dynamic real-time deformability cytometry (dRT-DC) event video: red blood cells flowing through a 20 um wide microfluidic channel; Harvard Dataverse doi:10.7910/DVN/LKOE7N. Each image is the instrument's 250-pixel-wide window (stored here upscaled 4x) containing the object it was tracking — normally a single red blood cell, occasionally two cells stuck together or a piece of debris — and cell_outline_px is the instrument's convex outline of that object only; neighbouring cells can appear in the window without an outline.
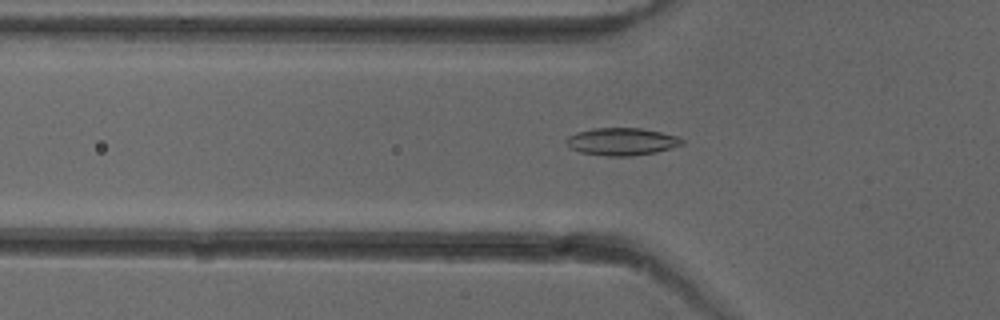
{"species": "common noctule bat (a hibernating species)", "species_latin": "Nyctalus noctula", "temperature_condition": "cold", "stored_images_in_passage": 36, "camera_frame_rate_fps": 3000, "um_per_image_px": 0.085, "animal": {"sex": "female"}, "frame": {"image": 1, "passage_image": 2, "time_ms": 0.333, "image_size_px": [1000, 320], "cell_outline_px": [[684, 144], [656, 152], [632, 156], [608, 156], [580, 152], [572, 148], [564, 140], [568, 136], [576, 132], [592, 128], [640, 128], [680, 136], [684, 140]], "centroid_in_image_um": [52.87, 12.03], "position_along_channel_um": 72.9, "area_um2": 18.55}}
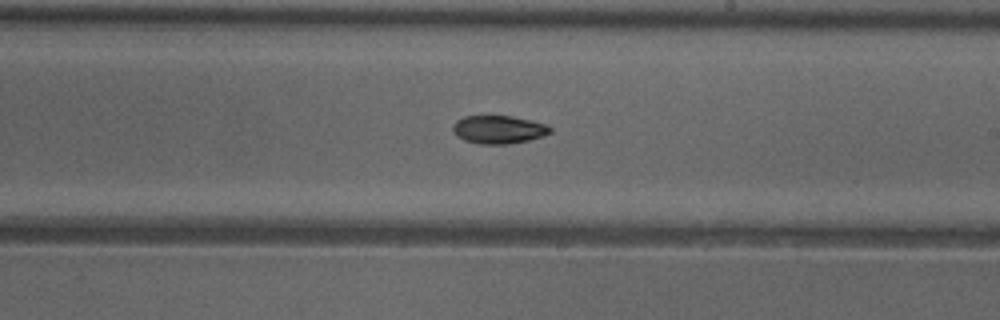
{"frame": {"image": 2, "passage_image": 15, "time_ms": 4.667, "image_size_px": [1000, 320], "cell_outline_px": [[552, 132], [544, 136], [528, 140], [508, 144], [480, 144], [464, 140], [456, 136], [452, 132], [452, 128], [456, 120], [464, 116], [512, 116], [544, 124], [552, 128]], "centroid_in_image_um": [42.35, 11.02], "position_along_channel_um": 246.6, "area_um2": 15.95}}
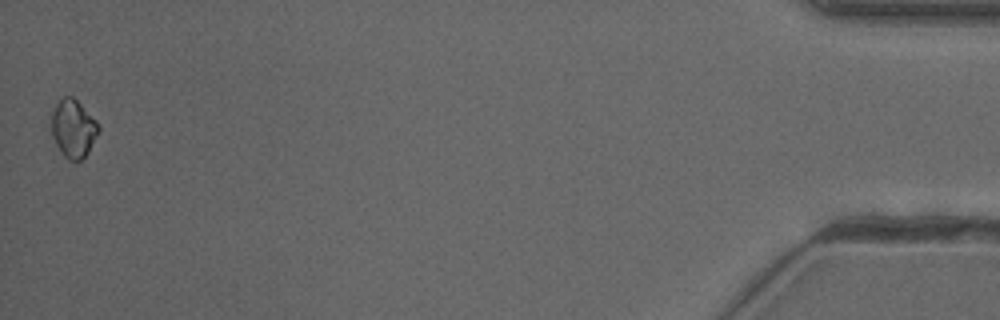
{"frame": {"image": 3, "passage_image": 36, "time_ms": 11.667, "image_size_px": [1000, 320], "cell_outline_px": [[100, 132], [88, 152], [80, 160], [68, 160], [64, 156], [56, 144], [52, 136], [48, 112], [64, 96], [72, 96], [100, 124]], "centroid_in_image_um": [6.2, 10.9], "position_along_channel_um": 429.0, "area_um2": 16.24}, "authors_computed_cell_mechanics": {"area_um2": 16.0106, "velocity_mm_per_s": 3.9922, "shape_relaxation_time_tau1_ms": null, "shape_relaxation_time_tau2_ms": 4.3671, "deformation_change_tau1": null, "deformation_change_tau2": 0.063}}